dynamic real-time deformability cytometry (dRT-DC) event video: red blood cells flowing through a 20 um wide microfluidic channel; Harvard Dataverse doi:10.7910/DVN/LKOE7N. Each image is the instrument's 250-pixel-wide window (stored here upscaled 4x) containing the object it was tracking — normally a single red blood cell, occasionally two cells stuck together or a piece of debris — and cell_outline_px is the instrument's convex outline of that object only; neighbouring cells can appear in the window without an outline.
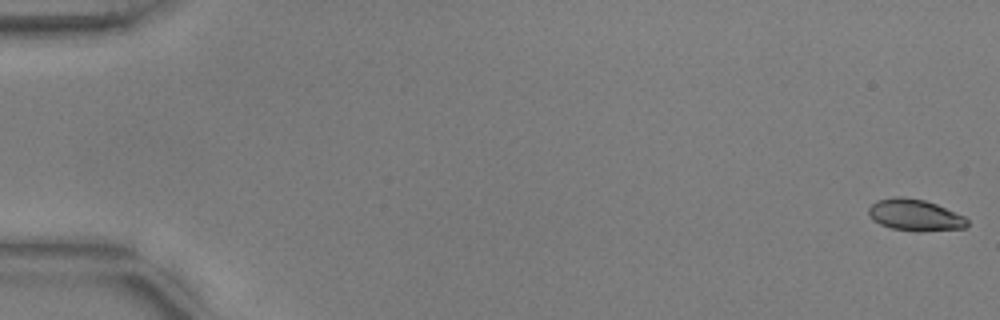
{"species": "common noctule bat (a hibernating species)", "species_latin": "Nyctalus noctula", "temperature_condition": "warm", "stored_images_in_passage": 55, "camera_frame_rate_fps": 3000, "um_per_image_px": 0.085, "animal": {"sex": "male", "body_mass_g": 17.9, "forearm_length_mm": 54.2}, "frame": {"image": 1, "passage_image": 1, "time_ms": 0.0, "image_size_px": [1000, 320], "cell_outline_px": [[968, 224], [964, 228], [920, 232], [916, 232], [892, 228], [880, 224], [872, 220], [868, 212], [868, 208], [876, 200], [892, 196], [900, 196], [924, 200], [936, 204], [964, 216], [968, 220]], "centroid_in_image_um": [77.75, 18.28], "position_along_channel_um": 7.3, "area_um2": 18.26}}
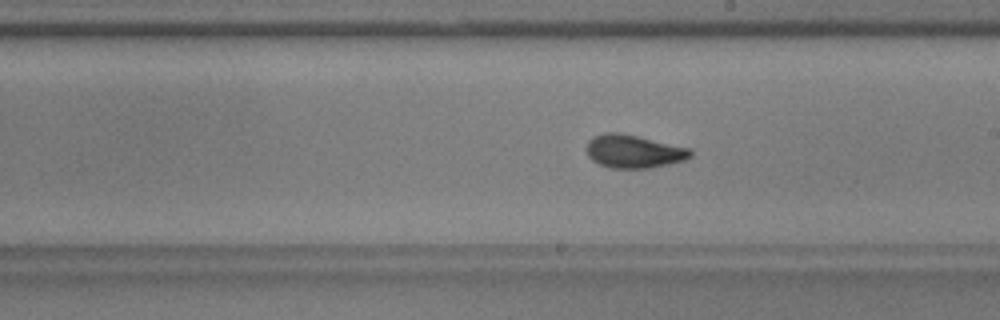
{"frame": {"image": 2, "passage_image": 32, "time_ms": 10.333, "image_size_px": [1000, 320], "cell_outline_px": [[692, 156], [684, 160], [652, 168], [612, 168], [600, 164], [592, 160], [588, 156], [588, 140], [592, 136], [604, 132], [616, 132], [636, 136], [688, 148], [692, 152]], "centroid_in_image_um": [53.84, 12.87], "position_along_channel_um": 235.2, "area_um2": 19.83}}
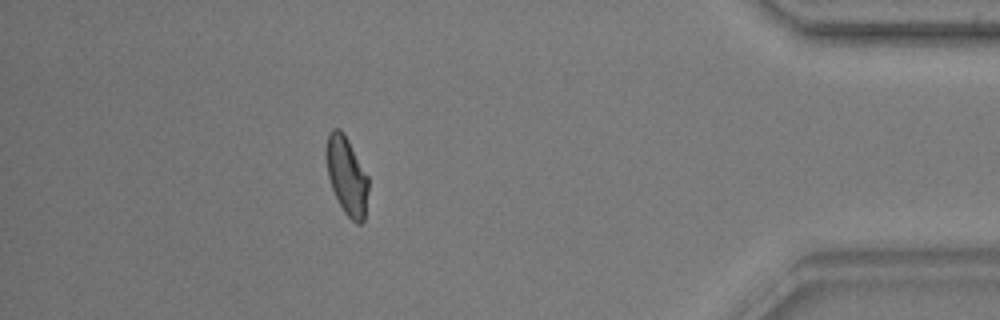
{"frame": {"image": 3, "passage_image": 49, "time_ms": 16.0, "image_size_px": [1000, 320], "cell_outline_px": [[368, 188], [364, 220], [360, 224], [356, 224], [344, 212], [332, 188], [328, 176], [324, 156], [324, 148], [328, 132], [332, 128], [340, 128], [344, 132], [368, 176]], "centroid_in_image_um": [29.44, 14.87], "position_along_channel_um": 405.8, "area_um2": 19.42}, "authors_computed_cell_mechanics": {"area_um2": 19.074, "velocity_mm_per_s": 3.7496, "shape_relaxation_time_tau1_ms": 4.1724, "shape_relaxation_time_tau2_ms": 1.379, "deformation_change_tau1": 0.1543, "deformation_change_tau2": 0.0673}}